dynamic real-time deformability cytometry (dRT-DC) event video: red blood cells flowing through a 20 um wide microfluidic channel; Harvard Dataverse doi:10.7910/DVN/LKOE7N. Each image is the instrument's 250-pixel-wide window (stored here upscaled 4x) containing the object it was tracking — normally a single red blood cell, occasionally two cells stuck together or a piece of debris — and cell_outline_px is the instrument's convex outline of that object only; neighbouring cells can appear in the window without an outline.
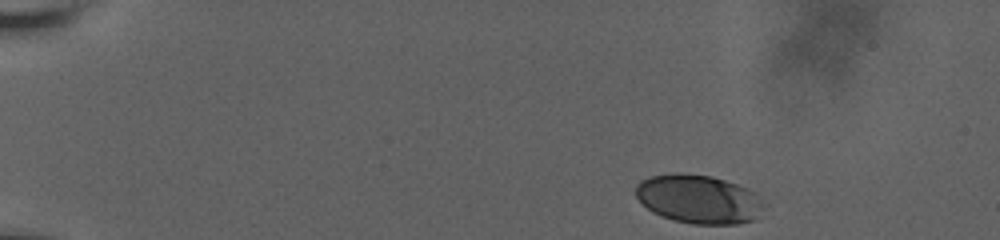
{"species": "human", "species_latin": "Homo sapiens", "temperature_condition": "room temperature", "stored_images_in_passage": 9, "camera_frame_rate_fps": 3000, "um_per_image_px": 0.085, "donor": {"sex": "male"}, "frame": {"image": 1, "passage_image": 1, "time_ms": 0.0, "image_size_px": [1000, 240], "cell_outline_px": [[764, 208], [752, 220], [736, 224], [692, 224], [676, 220], [652, 212], [636, 196], [636, 184], [640, 180], [648, 176], [672, 172], [680, 172], [712, 176], [748, 188], [764, 204]], "centroid_in_image_um": [59.34, 16.9], "position_along_channel_um": 25.7, "area_um2": 36.24}}
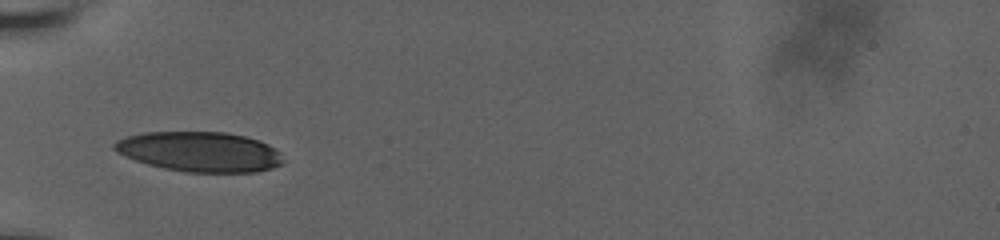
{"frame": {"image": 2, "passage_image": 7, "time_ms": 4.333, "image_size_px": [1000, 240], "cell_outline_px": [[284, 160], [280, 164], [272, 168], [256, 172], [188, 172], [164, 168], [148, 164], [136, 160], [116, 152], [112, 148], [112, 144], [116, 140], [128, 136], [144, 132], [224, 132], [244, 136], [268, 144], [276, 148], [280, 152]], "centroid_in_image_um": [16.97, 12.89], "position_along_channel_um": 68.0, "area_um2": 39.25}}
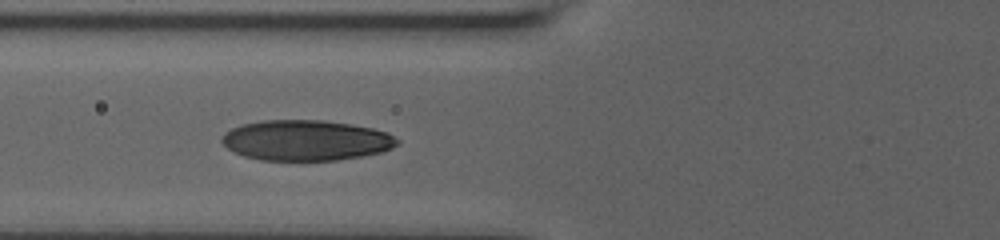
{"frame": {"image": 3, "passage_image": 8, "time_ms": 5.333, "image_size_px": [1000, 240], "cell_outline_px": [[400, 144], [392, 148], [380, 152], [360, 156], [336, 160], [260, 160], [244, 156], [228, 148], [220, 140], [220, 136], [224, 132], [240, 124], [260, 120], [324, 120], [352, 124], [372, 128], [388, 132], [400, 140]], "centroid_in_image_um": [26.0, 11.91], "position_along_channel_um": 99.8, "area_um2": 41.62}}